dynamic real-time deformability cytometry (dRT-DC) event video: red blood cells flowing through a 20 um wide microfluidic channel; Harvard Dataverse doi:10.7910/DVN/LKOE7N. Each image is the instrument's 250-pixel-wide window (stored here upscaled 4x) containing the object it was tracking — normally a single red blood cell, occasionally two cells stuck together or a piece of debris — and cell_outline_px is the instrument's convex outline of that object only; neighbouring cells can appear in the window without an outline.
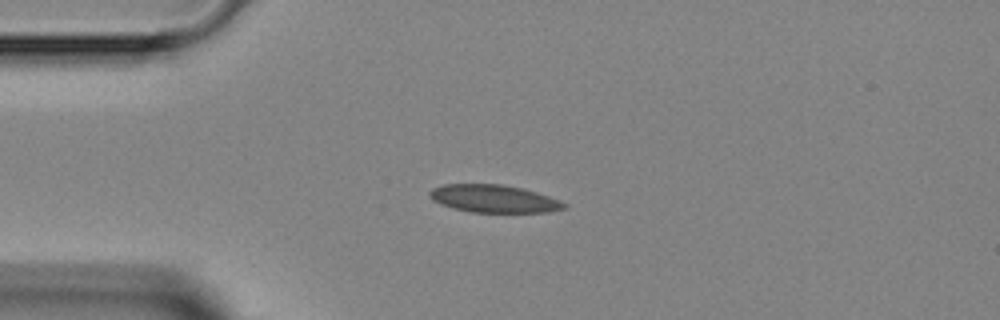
{"species": "Egyptian fruit bat (a non-hibernating species)", "species_latin": "Rousettus aegyptiacus", "temperature_condition": "room temperature", "stored_images_in_passage": 1, "camera_frame_rate_fps": 3000, "um_per_image_px": 0.085, "animal": {"sex": "female"}, "frame": {"image": 1, "passage_image": 1, "time_ms": 0.0, "image_size_px": [1000, 320], "cell_outline_px": [[568, 204], [564, 208], [548, 212], [472, 212], [452, 208], [440, 204], [432, 200], [428, 196], [428, 192], [432, 188], [444, 184], [500, 184], [524, 188], [560, 200]], "centroid_in_image_um": [41.94, 16.88], "position_along_channel_um": 43.1, "area_um2": 21.79}}